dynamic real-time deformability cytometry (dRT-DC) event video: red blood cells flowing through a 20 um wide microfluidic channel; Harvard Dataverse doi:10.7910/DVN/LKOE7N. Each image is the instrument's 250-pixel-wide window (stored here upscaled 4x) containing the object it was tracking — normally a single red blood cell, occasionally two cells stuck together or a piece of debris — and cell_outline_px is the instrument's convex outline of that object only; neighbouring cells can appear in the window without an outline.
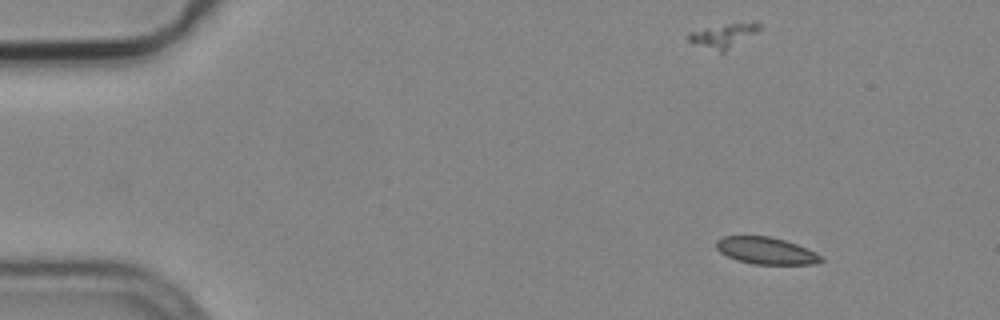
{"species": "common noctule bat (a hibernating species)", "species_latin": "Nyctalus noctula", "temperature_condition": "cold", "stored_images_in_passage": 4, "segment_of_instrument_passage": [1, 2], "camera_frame_rate_fps": 3000, "um_per_image_px": 0.085, "animal": {"sex": "male", "body_mass_g": 19.2, "forearm_length_mm": 51.8}, "frame": {"image": 1, "passage_image": 1, "time_ms": 0.0, "image_size_px": [1000, 320], "cell_outline_px": [[824, 260], [816, 264], [752, 264], [736, 260], [720, 252], [716, 248], [716, 240], [724, 236], [768, 236], [784, 240], [808, 248], [824, 256]], "centroid_in_image_um": [65.15, 21.31], "position_along_channel_um": 19.9, "area_um2": 16.59}}